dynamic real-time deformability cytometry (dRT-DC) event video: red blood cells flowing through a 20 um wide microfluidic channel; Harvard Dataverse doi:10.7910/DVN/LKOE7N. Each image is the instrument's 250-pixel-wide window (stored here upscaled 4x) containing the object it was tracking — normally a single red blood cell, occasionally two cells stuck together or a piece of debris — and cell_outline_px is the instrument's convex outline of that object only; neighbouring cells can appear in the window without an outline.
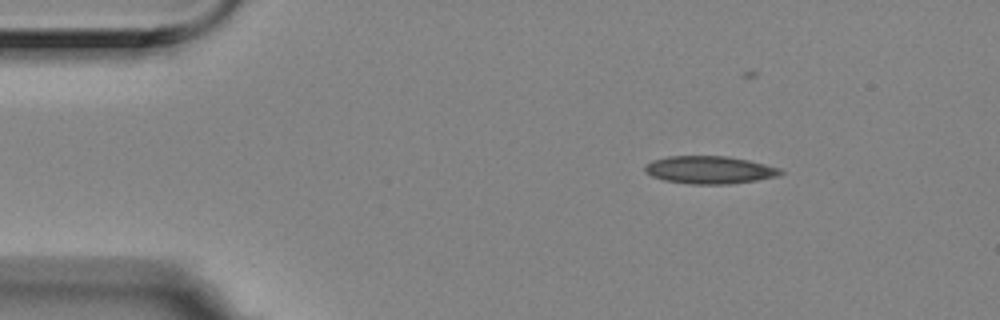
{"species": "Egyptian fruit bat (a non-hibernating species)", "species_latin": "Rousettus aegyptiacus", "temperature_condition": "room temperature", "stored_images_in_passage": 4, "segment_of_instrument_passage": [1, 2], "camera_frame_rate_fps": 3000, "um_per_image_px": 0.085, "animal": {"sex": "female"}, "frame": {"image": 1, "passage_image": 1, "time_ms": 0.0, "image_size_px": [1000, 320], "cell_outline_px": [[784, 172], [780, 176], [732, 184], [692, 184], [664, 180], [652, 176], [644, 168], [652, 160], [668, 156], [728, 156], [748, 160], [780, 168]], "centroid_in_image_um": [60.35, 14.44], "position_along_channel_um": 24.6, "area_um2": 21.79}}